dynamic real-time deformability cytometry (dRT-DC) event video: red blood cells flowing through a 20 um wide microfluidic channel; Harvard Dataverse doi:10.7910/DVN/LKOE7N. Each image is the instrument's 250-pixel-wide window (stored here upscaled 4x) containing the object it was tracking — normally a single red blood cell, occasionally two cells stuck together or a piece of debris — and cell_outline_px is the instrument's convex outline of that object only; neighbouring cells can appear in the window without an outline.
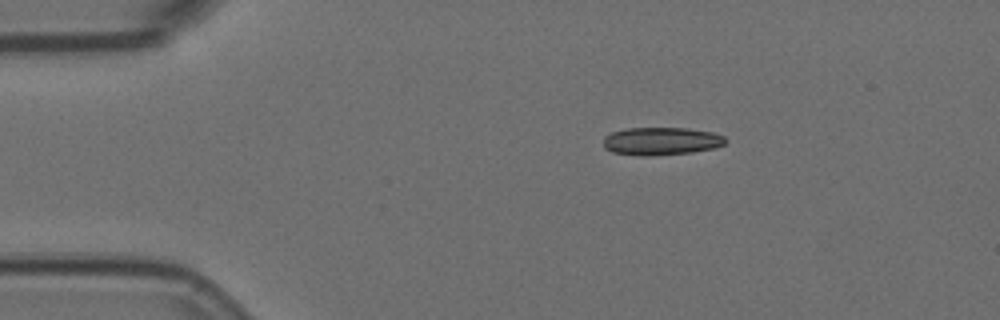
{"species": "Egyptian fruit bat (a non-hibernating species)", "species_latin": "Rousettus aegyptiacus", "temperature_condition": "room temperature", "stored_images_in_passage": 13, "camera_frame_rate_fps": 3000, "um_per_image_px": 0.085, "animal": {"sex": "female"}, "frame": {"image": 1, "passage_image": 1, "time_ms": 0.0, "image_size_px": [1000, 320], "cell_outline_px": [[728, 140], [724, 144], [716, 148], [692, 152], [648, 156], [612, 152], [604, 148], [604, 136], [612, 132], [628, 128], [688, 128], [712, 132], [724, 136]], "centroid_in_image_um": [56.23, 11.99], "position_along_channel_um": 28.8, "area_um2": 19.83}}
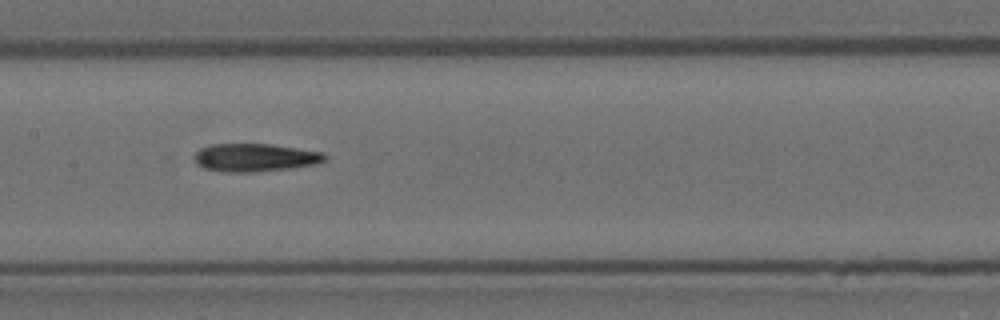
{"frame": {"image": 2, "passage_image": 6, "time_ms": 1.667, "image_size_px": [1000, 320], "cell_outline_px": [[328, 156], [320, 164], [288, 168], [252, 172], [220, 172], [204, 168], [192, 156], [200, 148], [212, 144], [268, 144], [324, 152]], "centroid_in_image_um": [21.69, 13.39], "position_along_channel_um": 185.7, "area_um2": 21.27}}
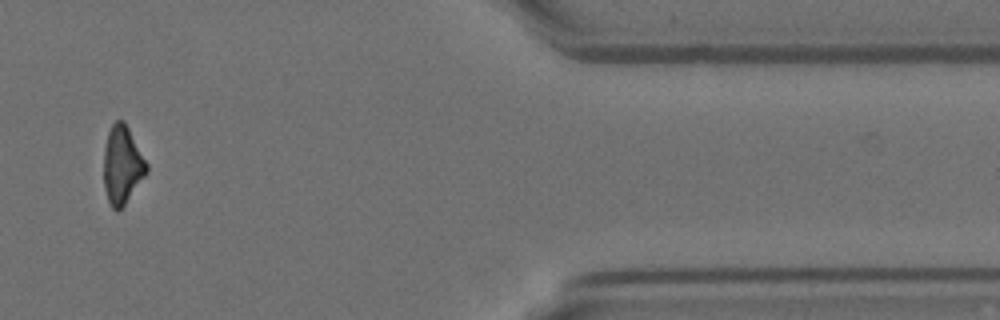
{"frame": {"image": 3, "passage_image": 11, "time_ms": 3.333, "image_size_px": [1000, 320], "cell_outline_px": [[148, 172], [124, 204], [116, 212], [112, 208], [108, 200], [104, 188], [104, 148], [108, 132], [112, 124], [116, 120], [124, 120], [148, 164]], "centroid_in_image_um": [10.39, 14.01], "position_along_channel_um": 401.0, "area_um2": 19.36}}